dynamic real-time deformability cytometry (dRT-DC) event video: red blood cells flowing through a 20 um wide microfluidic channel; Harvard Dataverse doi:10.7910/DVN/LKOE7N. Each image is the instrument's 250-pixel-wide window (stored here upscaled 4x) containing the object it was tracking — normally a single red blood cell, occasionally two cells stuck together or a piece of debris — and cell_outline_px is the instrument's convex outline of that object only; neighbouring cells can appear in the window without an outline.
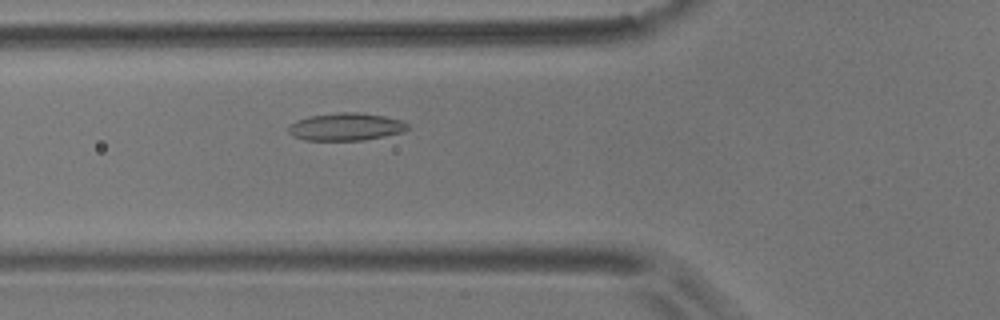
{"species": "common noctule bat (a hibernating species)", "species_latin": "Nyctalus noctula", "temperature_condition": "room temperature", "stored_images_in_passage": 31, "camera_frame_rate_fps": 3000, "um_per_image_px": 0.085, "animal": {"sex": "male", "body_mass_g": 17.9}, "frame": {"image": 1, "passage_image": 7, "time_ms": 2.0, "image_size_px": [1000, 320], "cell_outline_px": [[408, 128], [404, 132], [364, 140], [304, 140], [292, 136], [288, 132], [288, 124], [296, 120], [308, 116], [340, 112], [356, 112], [384, 116], [400, 120], [408, 124]], "centroid_in_image_um": [29.35, 10.78], "position_along_channel_um": 96.4, "area_um2": 19.25}}
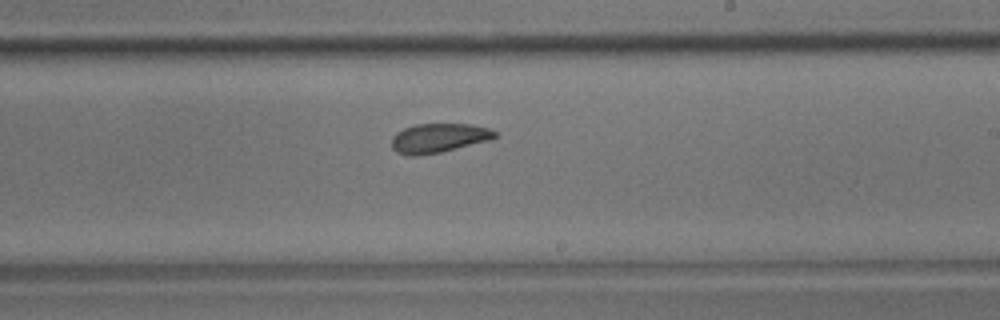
{"frame": {"image": 2, "passage_image": 20, "time_ms": 6.333, "image_size_px": [1000, 320], "cell_outline_px": [[496, 136], [492, 140], [440, 152], [416, 156], [408, 156], [396, 152], [392, 148], [392, 136], [396, 132], [404, 128], [416, 124], [472, 124], [488, 128], [496, 132]], "centroid_in_image_um": [37.27, 11.73], "position_along_channel_um": 251.7, "area_um2": 17.69}}
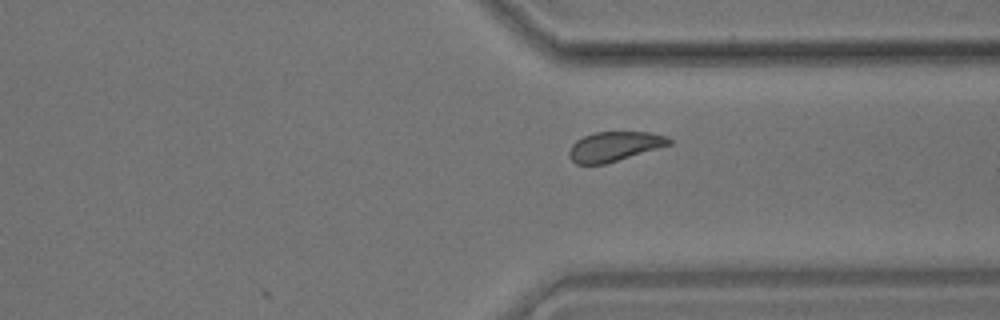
{"frame": {"image": 3, "passage_image": 29, "time_ms": 9.333, "image_size_px": [1000, 320], "cell_outline_px": [[672, 144], [604, 164], [576, 164], [568, 156], [568, 152], [572, 144], [576, 140], [584, 136], [596, 132], [648, 132], [668, 136], [672, 140]], "centroid_in_image_um": [52.22, 12.44], "position_along_channel_um": 359.2, "area_um2": 17.17}, "authors_computed_cell_mechanics": {"area_um2": 18.0336, "velocity_mm_per_s": 3.5817, "shape_relaxation_time_tau1_ms": 9.3576, "shape_relaxation_time_tau2_ms": 2.9607, "deformation_change_tau1": 0.1364, "deformation_change_tau2": 0.0927}}